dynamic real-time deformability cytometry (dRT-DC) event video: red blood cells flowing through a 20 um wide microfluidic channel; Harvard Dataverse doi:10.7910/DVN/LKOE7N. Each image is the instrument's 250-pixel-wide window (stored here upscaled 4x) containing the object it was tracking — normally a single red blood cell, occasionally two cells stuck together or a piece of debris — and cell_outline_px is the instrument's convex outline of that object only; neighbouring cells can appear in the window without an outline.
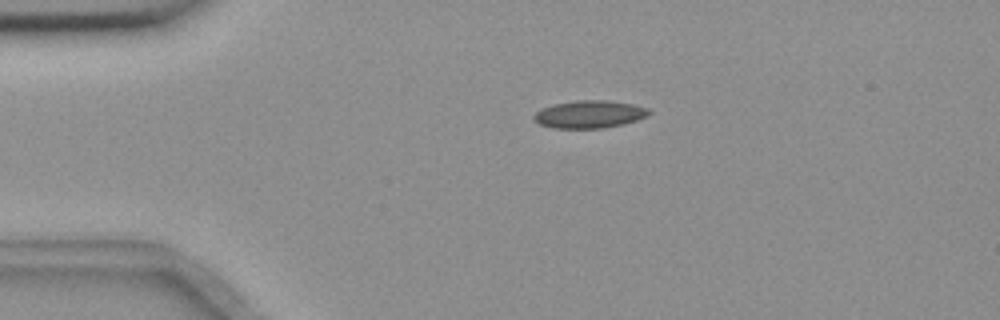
{"species": "common noctule bat (a hibernating species)", "species_latin": "Nyctalus noctula", "temperature_condition": "room temperature", "stored_images_in_passage": 4, "camera_frame_rate_fps": 3000, "um_per_image_px": 0.085, "animal": {"sex": "female", "body_mass_g": 18.4}, "frame": {"image": 1, "passage_image": 3, "time_ms": 0.667, "image_size_px": [1000, 320], "cell_outline_px": [[652, 112], [648, 116], [624, 124], [604, 128], [552, 128], [540, 124], [532, 116], [540, 108], [552, 104], [576, 100], [608, 100], [632, 104], [648, 108]], "centroid_in_image_um": [50.1, 9.71], "position_along_channel_um": 34.9, "area_um2": 18.67}}